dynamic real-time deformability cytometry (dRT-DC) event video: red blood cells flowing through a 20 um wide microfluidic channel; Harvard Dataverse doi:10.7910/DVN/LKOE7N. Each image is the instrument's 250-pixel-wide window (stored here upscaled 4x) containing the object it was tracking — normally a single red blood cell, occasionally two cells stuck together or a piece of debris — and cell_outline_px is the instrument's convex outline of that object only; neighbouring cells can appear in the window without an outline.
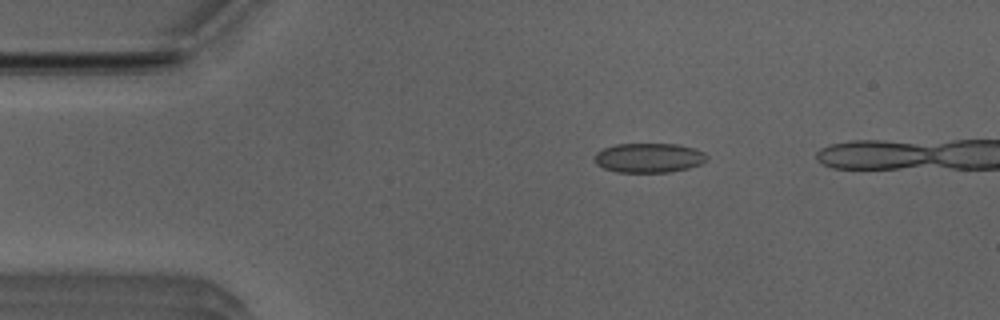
{"species": "Egyptian fruit bat (a non-hibernating species)", "species_latin": "Rousettus aegyptiacus", "temperature_condition": "room temperature", "stored_images_in_passage": 44, "camera_frame_rate_fps": 3000, "um_per_image_px": 0.085, "animal": {"sex": "male"}, "frame": {"image": 1, "passage_image": 9, "time_ms": 2.667, "image_size_px": [1000, 320], "cell_outline_px": [[708, 160], [700, 164], [688, 168], [668, 172], [616, 172], [604, 168], [596, 164], [596, 152], [604, 148], [616, 144], [676, 144], [696, 148], [704, 152], [708, 156]], "centroid_in_image_um": [55.19, 13.41], "position_along_channel_um": 29.8, "area_um2": 19.31}}
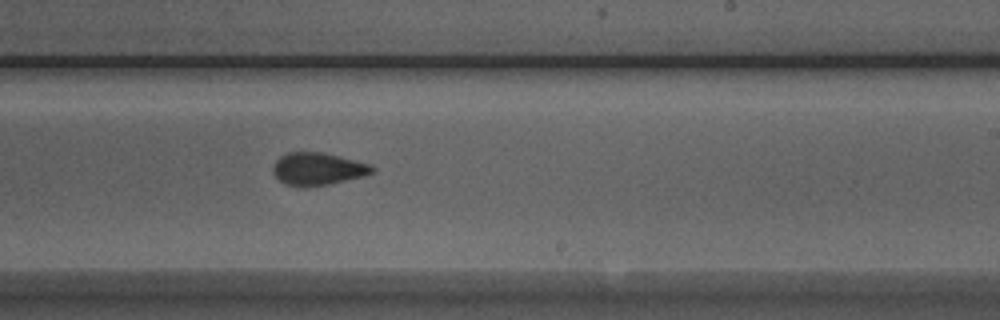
{"frame": {"image": 2, "passage_image": 30, "time_ms": 9.667, "image_size_px": [1000, 320], "cell_outline_px": [[376, 168], [372, 172], [364, 176], [328, 184], [304, 188], [284, 184], [272, 172], [272, 168], [276, 160], [280, 156], [288, 152], [320, 152], [368, 164]], "centroid_in_image_um": [26.95, 14.37], "position_along_channel_um": 262.0, "area_um2": 18.61}}
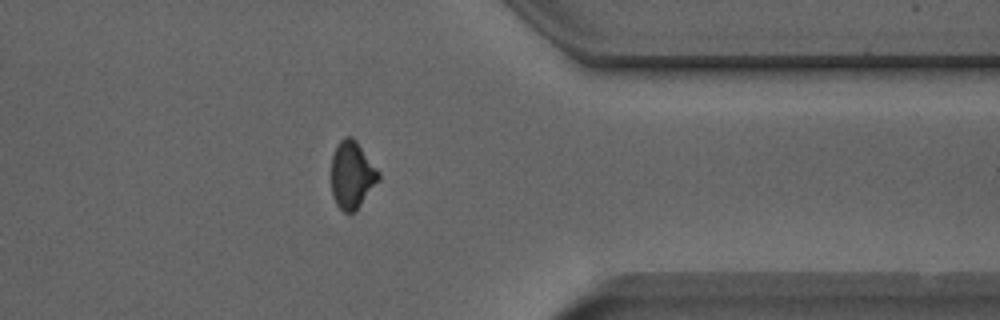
{"frame": {"image": 3, "passage_image": 40, "time_ms": 13.0, "image_size_px": [1000, 320], "cell_outline_px": [[380, 180], [360, 204], [352, 212], [344, 212], [336, 204], [332, 196], [332, 156], [340, 140], [344, 136], [352, 136], [356, 140], [380, 172]], "centroid_in_image_um": [29.93, 14.84], "position_along_channel_um": 381.5, "area_um2": 18.38}}